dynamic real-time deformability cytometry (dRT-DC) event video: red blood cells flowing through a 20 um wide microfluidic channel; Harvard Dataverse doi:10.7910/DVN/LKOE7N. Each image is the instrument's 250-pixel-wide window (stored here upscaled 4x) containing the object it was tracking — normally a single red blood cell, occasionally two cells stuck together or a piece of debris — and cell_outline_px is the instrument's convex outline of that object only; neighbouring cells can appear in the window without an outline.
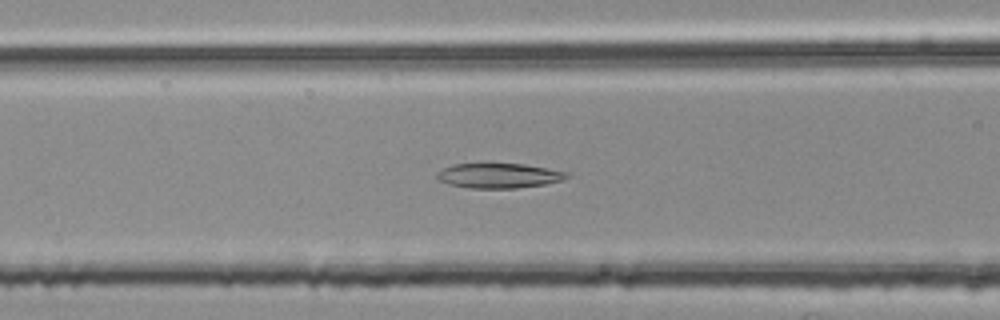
{"species": "common noctule bat (a hibernating species)", "species_latin": "Nyctalus noctula", "temperature_condition": "room temperature", "stored_images_in_passage": 38, "camera_frame_rate_fps": 3000, "um_per_image_px": 0.085, "animal": {"sex": "female", "body_mass_g": 25.1}, "frame": {"image": 1, "passage_image": 7, "time_ms": 2.0, "image_size_px": [1000, 320], "cell_outline_px": [[568, 176], [564, 180], [544, 184], [516, 188], [468, 188], [448, 184], [436, 180], [436, 172], [452, 164], [524, 164], [568, 172]], "centroid_in_image_um": [42.35, 14.93], "position_along_channel_um": 124.2, "area_um2": 18.79}}
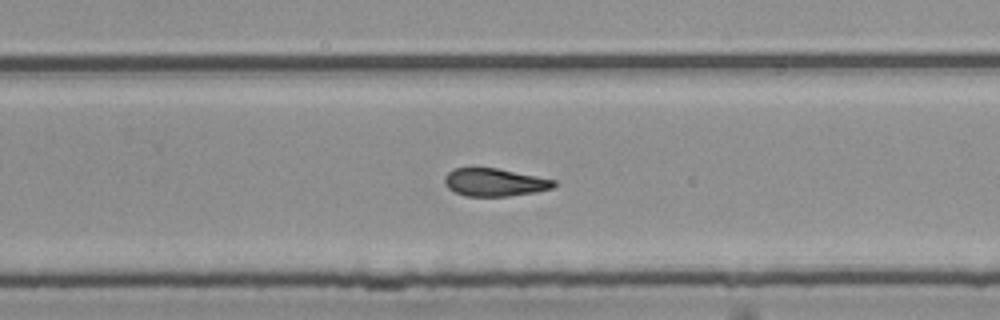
{"frame": {"image": 2, "passage_image": 20, "time_ms": 6.333, "image_size_px": [1000, 320], "cell_outline_px": [[556, 184], [552, 188], [536, 192], [508, 196], [464, 196], [448, 188], [444, 184], [444, 176], [452, 168], [496, 168], [556, 180]], "centroid_in_image_um": [42.01, 15.5], "position_along_channel_um": 287.8, "area_um2": 17.69}}
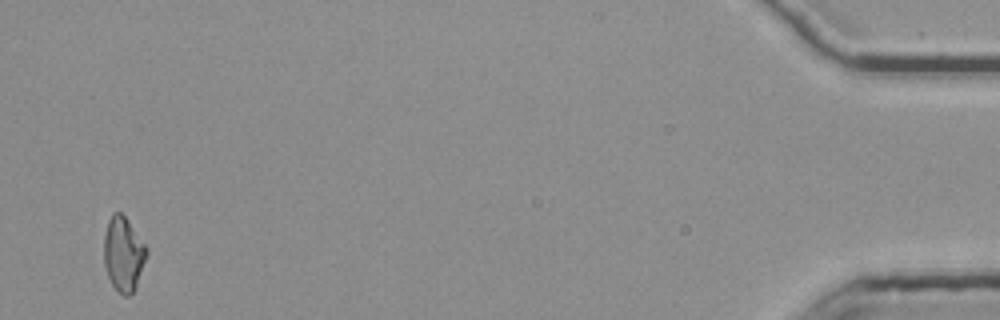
{"frame": {"image": 3, "passage_image": 38, "time_ms": 12.333, "image_size_px": [1000, 320], "cell_outline_px": [[148, 252], [136, 284], [132, 292], [128, 296], [124, 296], [112, 284], [108, 276], [104, 264], [104, 236], [108, 220], [112, 212], [120, 212], [124, 216], [148, 248]], "centroid_in_image_um": [10.47, 21.56], "position_along_channel_um": 424.7, "area_um2": 18.15}, "authors_computed_cell_mechanics": {"area_um2": 18.3515, "velocity_mm_per_s": 3.7823, "shape_relaxation_time_tau1_ms": null, "shape_relaxation_time_tau2_ms": 4.376, "deformation_change_tau1": null, "deformation_change_tau2": 0.1347}}